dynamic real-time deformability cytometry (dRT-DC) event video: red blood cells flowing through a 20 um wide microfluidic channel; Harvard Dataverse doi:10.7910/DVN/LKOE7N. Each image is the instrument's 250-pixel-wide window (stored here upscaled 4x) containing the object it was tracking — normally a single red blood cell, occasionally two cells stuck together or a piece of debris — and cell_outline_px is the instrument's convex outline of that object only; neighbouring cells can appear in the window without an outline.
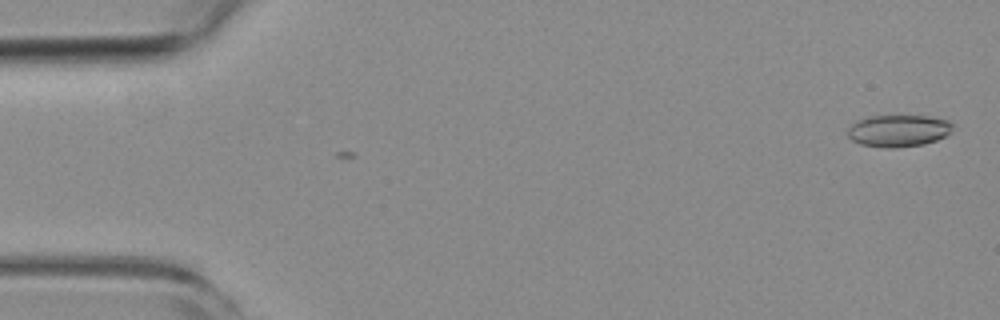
{"species": "common noctule bat (a hibernating species)", "species_latin": "Nyctalus noctula", "temperature_condition": "room temperature", "stored_images_in_passage": 3, "camera_frame_rate_fps": 3000, "um_per_image_px": 0.085, "animal": {"sex": "female", "body_mass_g": 19.3, "forearm_length_mm": 54.1}, "frame": {"image": 1, "passage_image": 3, "time_ms": 0.667, "image_size_px": [1000, 320], "cell_outline_px": [[952, 128], [944, 136], [936, 140], [924, 144], [896, 148], [884, 148], [860, 144], [852, 140], [848, 136], [848, 128], [856, 120], [868, 116], [928, 116], [948, 120], [952, 124]], "centroid_in_image_um": [76.33, 11.11], "position_along_channel_um": 8.7, "area_um2": 19.54}}